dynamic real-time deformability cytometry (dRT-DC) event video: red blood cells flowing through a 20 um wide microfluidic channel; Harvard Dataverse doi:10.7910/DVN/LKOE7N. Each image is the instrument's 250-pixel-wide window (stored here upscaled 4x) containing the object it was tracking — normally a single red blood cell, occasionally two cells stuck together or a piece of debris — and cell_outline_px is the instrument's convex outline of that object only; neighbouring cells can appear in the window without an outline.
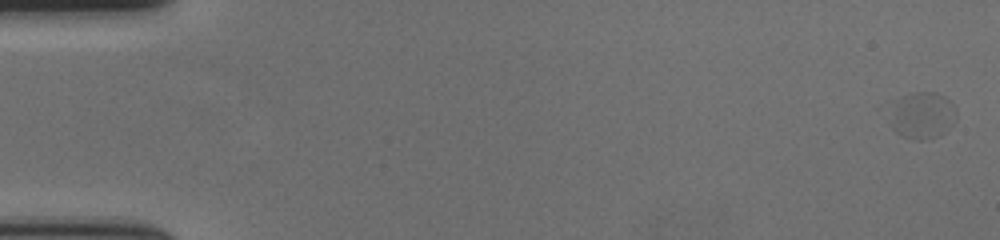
{"species": "human", "species_latin": "Homo sapiens", "temperature_condition": "cold", "stored_images_in_passage": 5, "camera_frame_rate_fps": 3000, "um_per_image_px": 0.085, "donor": {"sex": "female"}, "frame": {"image": 1, "passage_image": 2, "time_ms": 0.333, "image_size_px": [1000, 240], "cell_outline_px": [[956, 120], [944, 132], [936, 136], [924, 140], [916, 140], [904, 136], [896, 132], [892, 128], [892, 124], [896, 112], [904, 96], [916, 92], [936, 92], [956, 108]], "centroid_in_image_um": [78.51, 9.85], "position_along_channel_um": 6.5, "area_um2": 16.88}}